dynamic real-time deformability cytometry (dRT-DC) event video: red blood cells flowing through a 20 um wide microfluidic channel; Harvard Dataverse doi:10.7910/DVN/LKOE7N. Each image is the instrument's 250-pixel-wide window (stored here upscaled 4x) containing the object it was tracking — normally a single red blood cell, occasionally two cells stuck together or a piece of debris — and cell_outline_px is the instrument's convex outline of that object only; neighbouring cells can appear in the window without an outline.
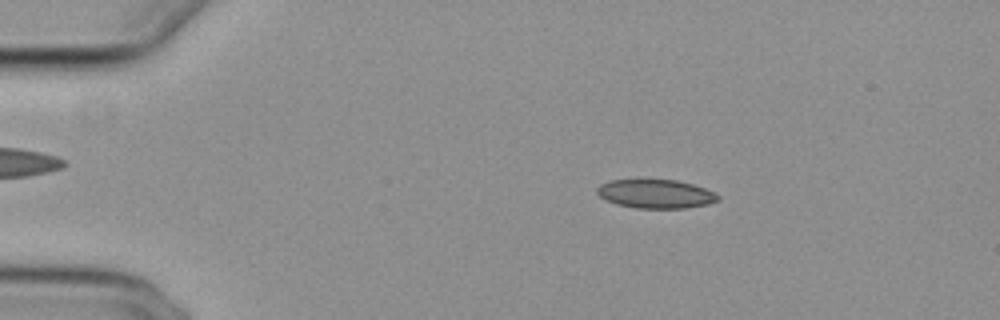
{"species": "common noctule bat (a hibernating species)", "species_latin": "Nyctalus noctula", "temperature_condition": "cold", "stored_images_in_passage": 10, "camera_frame_rate_fps": 3000, "um_per_image_px": 0.085, "animal": {"sex": "female", "body_mass_g": 29.2, "forearm_length_mm": 56.3}, "frame": {"image": 1, "passage_image": 1, "time_ms": 0.0, "image_size_px": [1000, 320], "cell_outline_px": [[720, 200], [708, 204], [684, 208], [636, 208], [616, 204], [604, 200], [596, 192], [596, 188], [600, 184], [612, 180], [676, 180], [692, 184], [716, 192], [720, 196]], "centroid_in_image_um": [55.74, 16.48], "position_along_channel_um": 29.3, "area_um2": 20.35}}
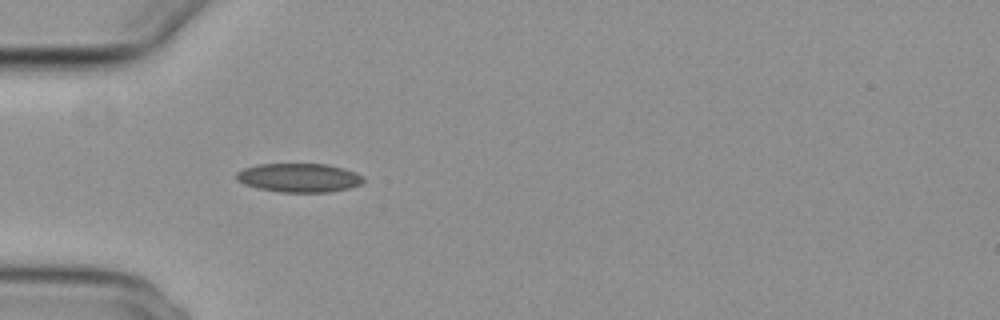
{"frame": {"image": 2, "passage_image": 8, "time_ms": 2.333, "image_size_px": [1000, 320], "cell_outline_px": [[364, 180], [360, 184], [348, 188], [328, 192], [280, 192], [256, 188], [244, 184], [236, 180], [236, 172], [244, 168], [256, 164], [328, 164], [344, 168], [356, 172], [364, 176]], "centroid_in_image_um": [25.4, 15.1], "position_along_channel_um": 59.6, "area_um2": 21.5}}